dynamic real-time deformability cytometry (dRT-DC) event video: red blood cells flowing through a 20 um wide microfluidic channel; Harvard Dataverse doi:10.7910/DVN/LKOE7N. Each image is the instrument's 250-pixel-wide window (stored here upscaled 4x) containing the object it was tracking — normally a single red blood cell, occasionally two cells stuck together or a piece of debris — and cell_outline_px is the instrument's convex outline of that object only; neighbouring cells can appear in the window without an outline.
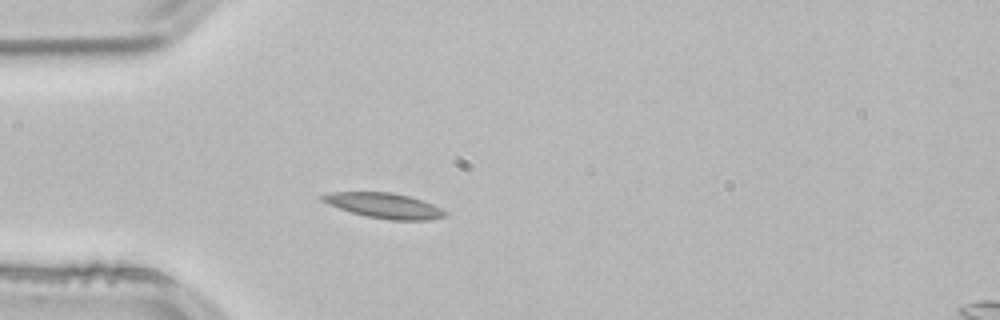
{"species": "common noctule bat (a hibernating species)", "species_latin": "Nyctalus noctula", "temperature_condition": "room temperature", "stored_images_in_passage": 3, "segment_of_instrument_passage": [1, 2], "camera_frame_rate_fps": 3000, "um_per_image_px": 0.085, "animal": {"sex": "male", "body_mass_g": 21.5, "forearm_length_mm": 52.0}, "frame": {"image": 1, "passage_image": 2, "time_ms": 0.333, "image_size_px": [1000, 320], "cell_outline_px": [[448, 212], [444, 216], [428, 220], [392, 220], [368, 216], [352, 212], [328, 204], [320, 200], [320, 196], [332, 192], [392, 192], [408, 196], [432, 204]], "centroid_in_image_um": [32.65, 17.47], "position_along_channel_um": 52.3, "area_um2": 17.69}}